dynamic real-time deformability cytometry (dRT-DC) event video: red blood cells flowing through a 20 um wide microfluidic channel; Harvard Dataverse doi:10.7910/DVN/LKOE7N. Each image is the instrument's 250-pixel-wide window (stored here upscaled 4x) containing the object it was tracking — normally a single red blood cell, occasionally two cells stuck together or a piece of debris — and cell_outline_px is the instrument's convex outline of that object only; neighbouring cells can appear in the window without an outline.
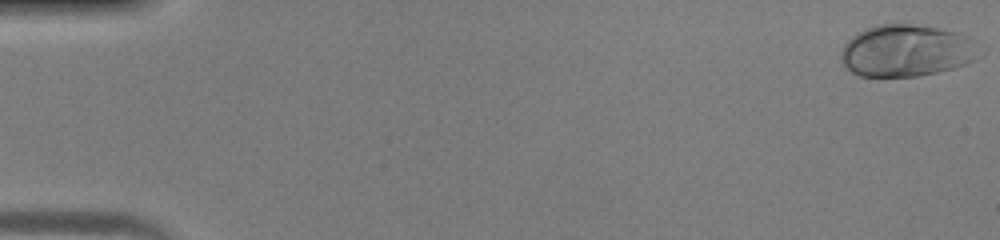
{"species": "human", "species_latin": "Homo sapiens", "temperature_condition": "warm", "stored_images_in_passage": 45, "camera_frame_rate_fps": 3000, "um_per_image_px": 0.085, "donor": {"sex": "male"}, "frame": {"image": 1, "passage_image": 1, "time_ms": 0.0, "image_size_px": [1000, 240], "cell_outline_px": [[984, 52], [976, 60], [952, 68], [936, 72], [916, 76], [860, 76], [852, 72], [840, 60], [840, 52], [844, 44], [856, 32], [864, 28], [876, 24], [912, 24], [940, 28], [960, 32], [968, 36]], "centroid_in_image_um": [77.07, 4.29], "position_along_channel_um": 7.9, "area_um2": 42.31}}
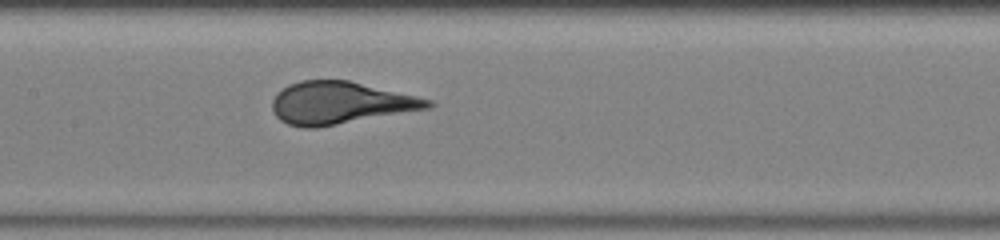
{"frame": {"image": 2, "passage_image": 23, "time_ms": 7.333, "image_size_px": [1000, 240], "cell_outline_px": [[436, 104], [432, 108], [316, 128], [304, 128], [288, 124], [280, 120], [276, 116], [272, 108], [272, 100], [276, 92], [288, 84], [300, 80], [348, 80], [416, 96], [432, 100]], "centroid_in_image_um": [28.91, 8.75], "position_along_channel_um": 178.5, "area_um2": 38.55}}
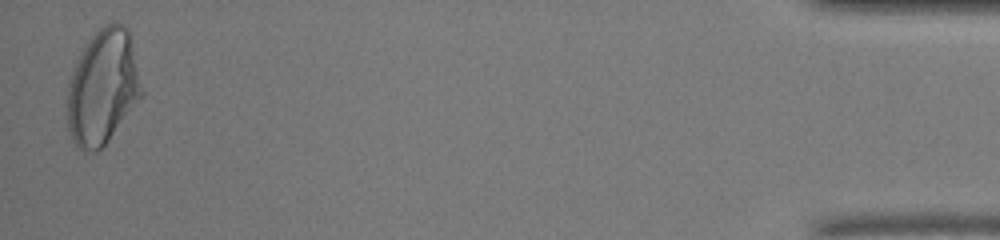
{"frame": {"image": 3, "passage_image": 45, "time_ms": 14.667, "image_size_px": [1000, 240], "cell_outline_px": [[144, 96], [108, 140], [96, 152], [84, 152], [72, 140], [68, 128], [68, 84], [72, 72], [80, 52], [96, 28], [104, 24], [124, 24], [128, 28], [144, 92]], "centroid_in_image_um": [8.75, 7.4], "position_along_channel_um": 426.4, "area_um2": 49.94}}